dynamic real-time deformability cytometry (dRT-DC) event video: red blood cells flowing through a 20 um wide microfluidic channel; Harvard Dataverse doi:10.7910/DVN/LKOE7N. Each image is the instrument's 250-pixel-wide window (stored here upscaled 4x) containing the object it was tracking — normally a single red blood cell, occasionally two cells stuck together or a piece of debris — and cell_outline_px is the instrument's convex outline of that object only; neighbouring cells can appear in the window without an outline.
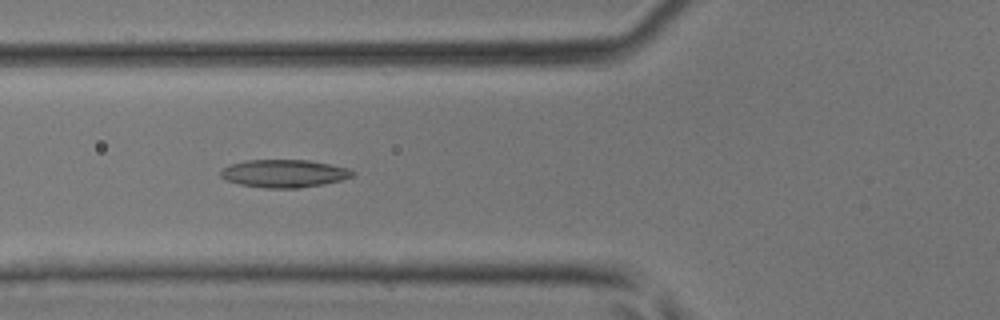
{"species": "common noctule bat (a hibernating species)", "species_latin": "Nyctalus noctula", "temperature_condition": "room temperature", "stored_images_in_passage": 41, "camera_frame_rate_fps": 3000, "um_per_image_px": 0.085, "animal": {"sex": "male", "body_mass_g": 17.9, "forearm_length_mm": 54.2}, "frame": {"image": 1, "passage_image": 17, "time_ms": 5.333, "image_size_px": [1000, 320], "cell_outline_px": [[356, 172], [352, 176], [340, 180], [324, 184], [300, 188], [264, 188], [240, 184], [228, 180], [220, 176], [220, 172], [228, 164], [244, 160], [308, 160], [348, 168]], "centroid_in_image_um": [24.13, 14.74], "position_along_channel_um": 101.7, "area_um2": 21.33}}
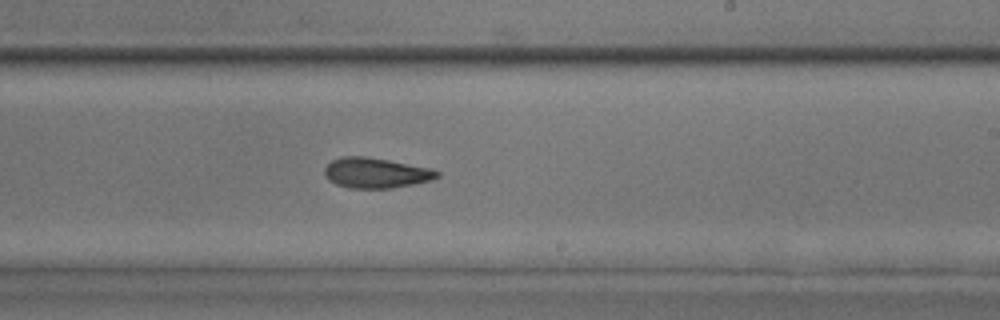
{"frame": {"image": 2, "passage_image": 27, "time_ms": 8.667, "image_size_px": [1000, 320], "cell_outline_px": [[440, 176], [432, 180], [392, 188], [348, 188], [336, 184], [328, 180], [324, 176], [324, 168], [332, 160], [344, 156], [364, 156], [388, 160], [428, 168], [440, 172]], "centroid_in_image_um": [31.91, 14.7], "position_along_channel_um": 257.1, "area_um2": 19.77}}
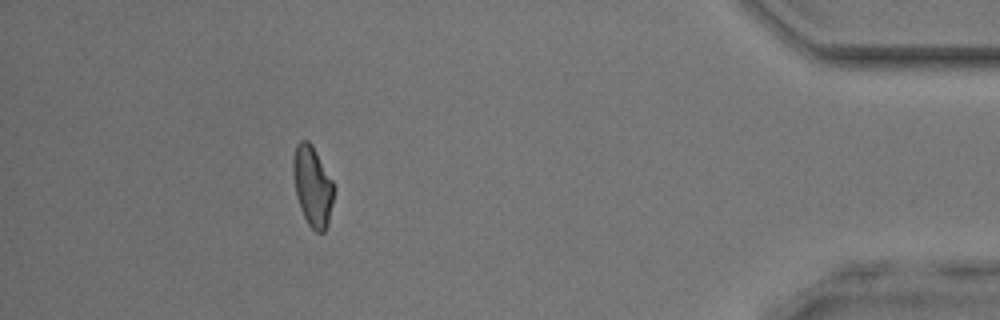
{"frame": {"image": 3, "passage_image": 40, "time_ms": 13.0, "image_size_px": [1000, 320], "cell_outline_px": [[336, 188], [328, 224], [324, 232], [316, 232], [308, 224], [300, 208], [296, 196], [292, 172], [292, 156], [296, 144], [300, 140], [308, 140], [312, 144], [332, 180]], "centroid_in_image_um": [26.56, 15.8], "position_along_channel_um": 408.6, "area_um2": 19.36}}